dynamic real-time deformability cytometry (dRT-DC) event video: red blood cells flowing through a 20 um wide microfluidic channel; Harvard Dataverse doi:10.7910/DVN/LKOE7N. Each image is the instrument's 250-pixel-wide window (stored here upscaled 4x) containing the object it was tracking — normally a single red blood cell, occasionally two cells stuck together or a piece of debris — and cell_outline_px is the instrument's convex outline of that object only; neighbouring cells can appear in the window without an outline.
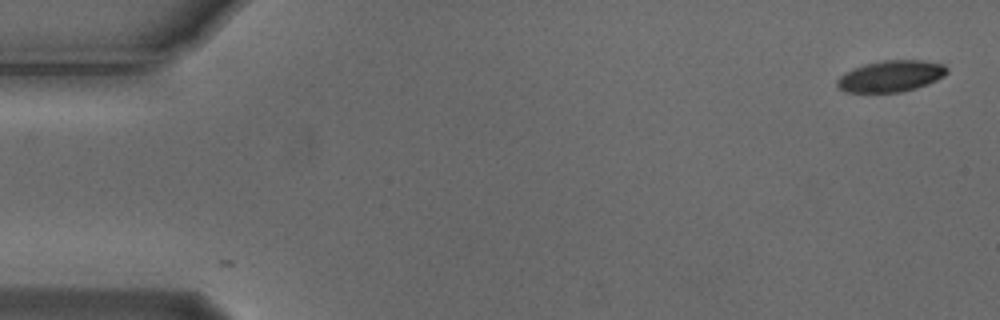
{"species": "Egyptian fruit bat (a non-hibernating species)", "species_latin": "Rousettus aegyptiacus", "temperature_condition": "cold", "stored_images_in_passage": 2, "camera_frame_rate_fps": 3000, "um_per_image_px": 0.085, "animal": {"sex": "male"}, "frame": {"image": 1, "passage_image": 1, "time_ms": 0.0, "image_size_px": [1000, 320], "cell_outline_px": [[948, 72], [944, 76], [928, 84], [916, 88], [900, 92], [848, 92], [840, 88], [836, 84], [836, 80], [844, 72], [864, 64], [884, 60], [924, 60], [944, 64], [948, 68]], "centroid_in_image_um": [75.75, 6.46], "position_along_channel_um": 9.3, "area_um2": 20.11}}